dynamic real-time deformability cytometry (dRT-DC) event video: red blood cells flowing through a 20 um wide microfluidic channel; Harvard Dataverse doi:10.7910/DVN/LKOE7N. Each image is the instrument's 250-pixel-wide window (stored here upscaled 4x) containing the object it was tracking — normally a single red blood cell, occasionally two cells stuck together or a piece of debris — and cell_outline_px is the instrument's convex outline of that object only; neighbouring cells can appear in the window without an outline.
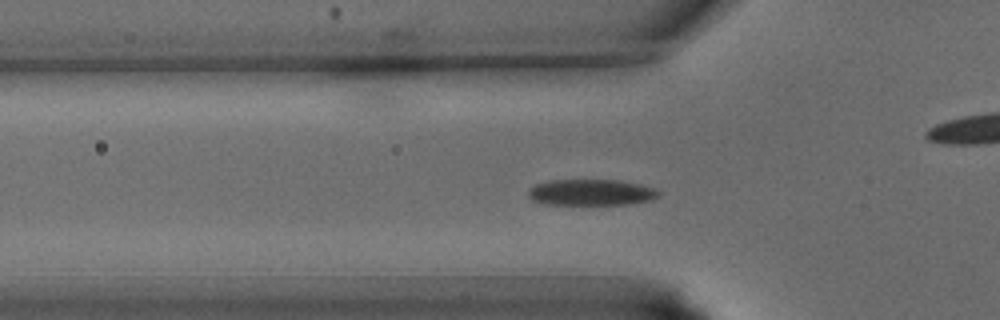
{"species": "common noctule bat (a hibernating species)", "species_latin": "Nyctalus noctula", "temperature_condition": "warm", "stored_images_in_passage": 37, "camera_frame_rate_fps": 3000, "um_per_image_px": 0.085, "animal": {"sex": "male", "body_mass_g": 15.6}, "frame": {"image": 1, "passage_image": 11, "time_ms": 3.333, "image_size_px": [1000, 320], "cell_outline_px": [[660, 196], [652, 200], [628, 204], [544, 204], [532, 200], [528, 196], [528, 188], [536, 184], [548, 180], [620, 180], [640, 184], [656, 188], [660, 192]], "centroid_in_image_um": [50.26, 16.35], "position_along_channel_um": 75.5, "area_um2": 20.06}}
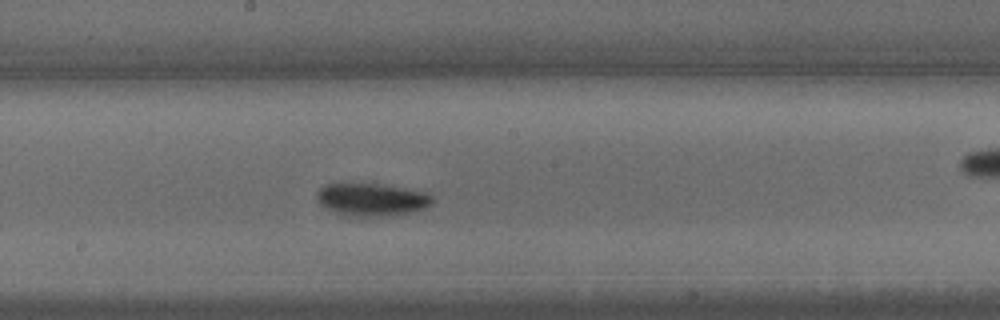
{"frame": {"image": 2, "passage_image": 19, "time_ms": 6.0, "image_size_px": [1000, 320], "cell_outline_px": [[432, 204], [424, 208], [412, 212], [376, 216], [348, 216], [336, 212], [320, 204], [316, 196], [316, 192], [324, 184], [380, 184], [428, 192], [432, 196]], "centroid_in_image_um": [31.6, 16.95], "position_along_channel_um": 216.6, "area_um2": 21.73}}
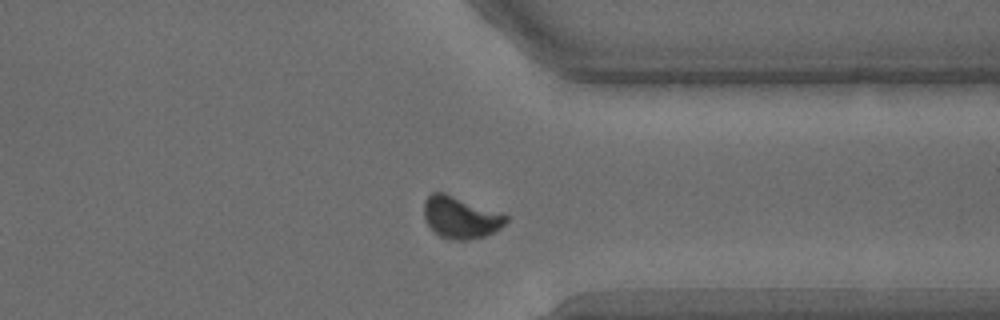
{"frame": {"image": 3, "passage_image": 28, "time_ms": 9.0, "image_size_px": [1000, 320], "cell_outline_px": [[508, 220], [500, 228], [484, 236], [468, 240], [448, 240], [440, 236], [424, 220], [424, 200], [432, 192], [444, 192], [508, 216]], "centroid_in_image_um": [39.11, 18.49], "position_along_channel_um": 372.3, "area_um2": 19.77}}